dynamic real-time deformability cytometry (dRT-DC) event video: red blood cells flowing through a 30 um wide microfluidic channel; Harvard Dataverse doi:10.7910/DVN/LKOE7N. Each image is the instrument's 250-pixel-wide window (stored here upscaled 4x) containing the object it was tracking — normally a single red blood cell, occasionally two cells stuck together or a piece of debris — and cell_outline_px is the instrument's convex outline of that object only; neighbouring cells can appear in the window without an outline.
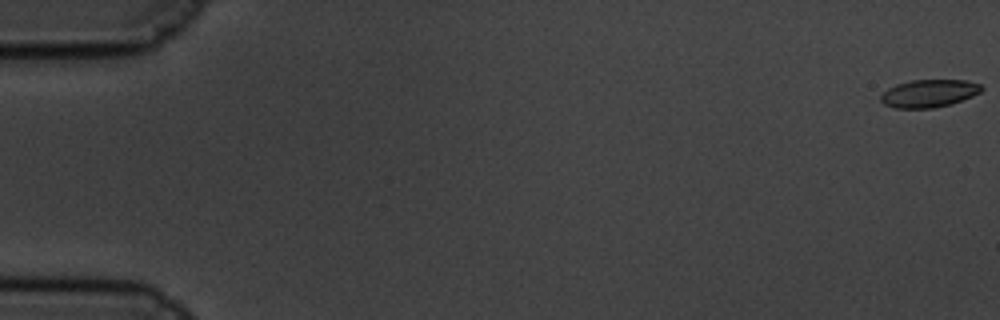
{"species": "common noctule bat (a hibernating species)", "species_latin": "Nyctalus noctula", "temperature_condition": "cold", "stored_images_in_passage": 61, "camera_frame_rate_fps": 3000, "um_per_image_px": 0.085, "animal": {"sex": "male", "body_mass_g": 19.5, "forearm_length_mm": 54.6}, "frame": {"image": 1, "passage_image": 1, "time_ms": 0.0, "image_size_px": [1000, 320], "cell_outline_px": [[984, 88], [980, 92], [972, 96], [952, 104], [932, 108], [896, 108], [884, 104], [880, 100], [880, 96], [888, 88], [896, 84], [912, 80], [964, 80], [980, 84]], "centroid_in_image_um": [78.96, 7.94], "position_along_channel_um": 6.0, "area_um2": 16.24}}
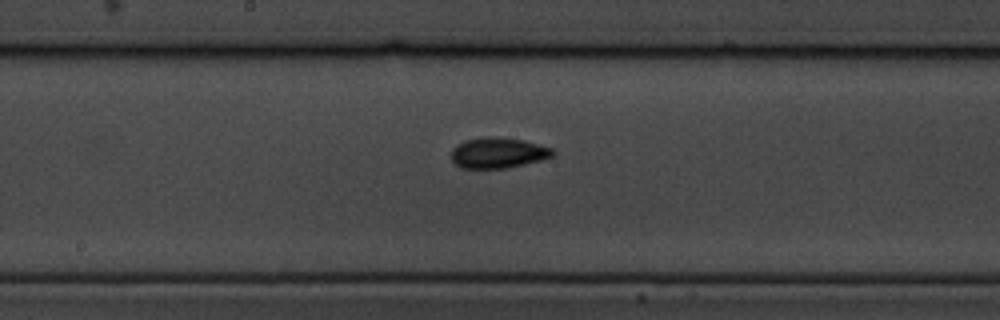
{"frame": {"image": 2, "passage_image": 33, "time_ms": 10.667, "image_size_px": [1000, 320], "cell_outline_px": [[556, 152], [552, 156], [540, 160], [508, 168], [460, 168], [452, 160], [452, 148], [456, 144], [464, 140], [488, 136], [524, 140], [552, 148]], "centroid_in_image_um": [42.32, 12.99], "position_along_channel_um": 205.9, "area_um2": 18.09}}
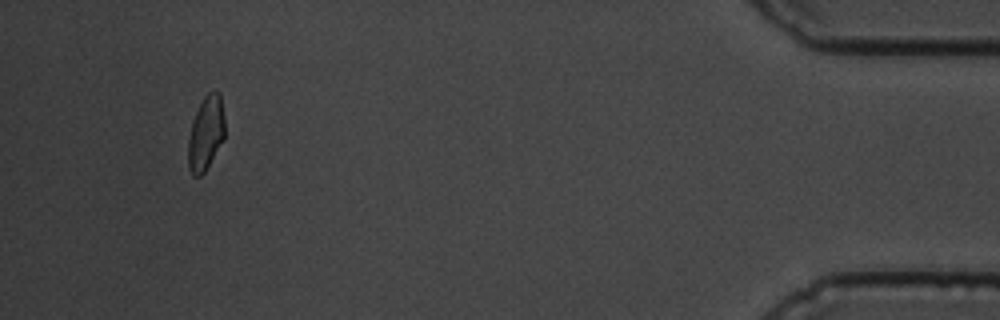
{"frame": {"image": 3, "passage_image": 58, "time_ms": 19.0, "image_size_px": [1000, 320], "cell_outline_px": [[224, 140], [204, 172], [200, 176], [192, 176], [188, 168], [188, 140], [192, 120], [204, 96], [208, 92], [216, 88], [220, 92], [224, 116]], "centroid_in_image_um": [17.5, 11.3], "position_along_channel_um": 417.7, "area_um2": 16.07}, "authors_computed_cell_mechanics": {"area_um2": 17.051, "velocity_mm_per_s": 3.3478, "shape_relaxation_time_tau1_ms": 4.731, "shape_relaxation_time_tau2_ms": 3.6559, "deformation_change_tau1": 0.1319, "deformation_change_tau2": 0.0637}}